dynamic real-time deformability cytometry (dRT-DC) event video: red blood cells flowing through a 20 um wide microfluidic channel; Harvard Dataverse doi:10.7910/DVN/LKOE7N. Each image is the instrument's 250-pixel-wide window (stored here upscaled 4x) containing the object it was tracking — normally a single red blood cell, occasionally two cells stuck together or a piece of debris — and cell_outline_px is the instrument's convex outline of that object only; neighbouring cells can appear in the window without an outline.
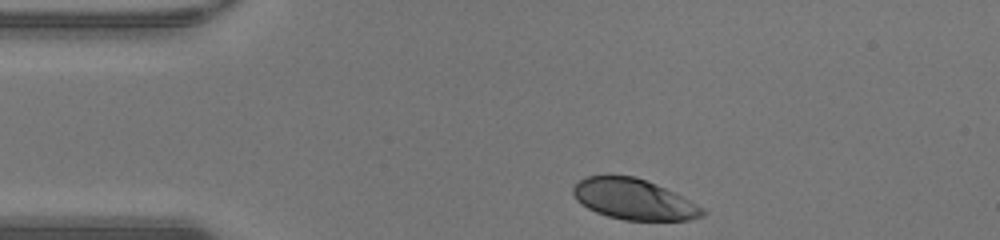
{"species": "human", "species_latin": "Homo sapiens", "temperature_condition": "warm", "stored_images_in_passage": 30, "camera_frame_rate_fps": 3000, "um_per_image_px": 0.085, "donor": {"sex": "male"}, "frame": {"image": 1, "passage_image": 1, "time_ms": 0.0, "image_size_px": [1000, 240], "cell_outline_px": [[704, 216], [688, 220], [624, 220], [608, 216], [596, 212], [588, 208], [576, 200], [572, 192], [572, 188], [584, 176], [632, 176], [644, 180], [664, 188], [704, 208]], "centroid_in_image_um": [53.84, 16.95], "position_along_channel_um": 31.2, "area_um2": 30.11}}
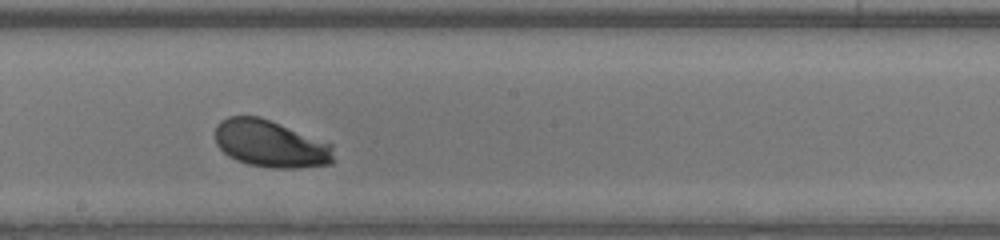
{"frame": {"image": 2, "passage_image": 18, "time_ms": 5.667, "image_size_px": [1000, 240], "cell_outline_px": [[332, 164], [300, 168], [272, 168], [248, 164], [236, 160], [228, 156], [216, 144], [216, 124], [220, 120], [228, 116], [260, 116], [332, 144]], "centroid_in_image_um": [22.97, 12.22], "position_along_channel_um": 225.2, "area_um2": 32.54}}
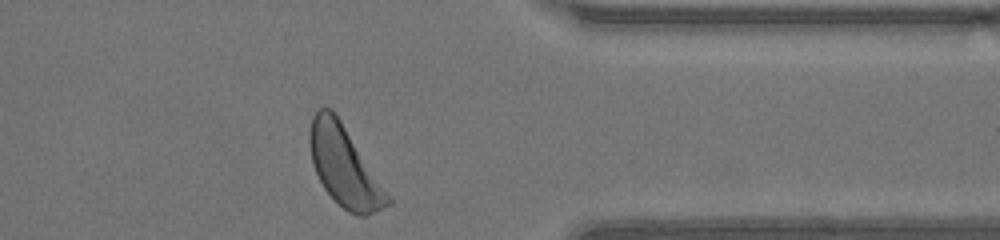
{"frame": {"image": 3, "passage_image": 30, "time_ms": 9.667, "image_size_px": [1000, 240], "cell_outline_px": [[392, 204], [364, 216], [360, 216], [348, 212], [324, 188], [312, 164], [308, 144], [308, 136], [312, 116], [320, 108], [332, 108], [340, 120], [392, 200]], "centroid_in_image_um": [29.23, 14.13], "position_along_channel_um": 382.2, "area_um2": 35.49}, "authors_computed_cell_mechanics": {"area_um2": 32.657, "velocity_mm_per_s": 4.2778, "shape_relaxation_time_tau1_ms": 2.772, "shape_relaxation_time_tau2_ms": null, "deformation_change_tau1": 0.1476, "deformation_change_tau2": null}}